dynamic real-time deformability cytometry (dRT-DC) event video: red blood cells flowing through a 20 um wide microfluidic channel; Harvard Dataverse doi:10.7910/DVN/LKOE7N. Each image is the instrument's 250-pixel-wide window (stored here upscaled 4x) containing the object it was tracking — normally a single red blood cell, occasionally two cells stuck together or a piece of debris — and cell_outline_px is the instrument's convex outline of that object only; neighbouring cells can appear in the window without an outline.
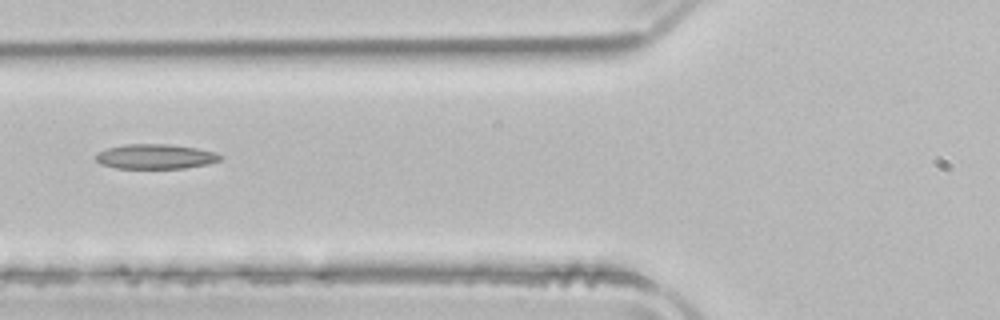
{"species": "common noctule bat (a hibernating species)", "species_latin": "Nyctalus noctula", "temperature_condition": "room temperature", "stored_images_in_passage": 5, "camera_frame_rate_fps": 3000, "um_per_image_px": 0.085, "animal": {"sex": "male", "body_mass_g": 21.5, "forearm_length_mm": 52.0}, "frame": {"image": 1, "passage_image": 5, "time_ms": 1.333, "image_size_px": [1000, 320], "cell_outline_px": [[220, 160], [208, 164], [184, 168], [116, 168], [100, 164], [96, 160], [96, 152], [108, 148], [124, 144], [172, 144], [196, 148], [216, 152], [220, 156]], "centroid_in_image_um": [13.18, 13.3], "position_along_channel_um": 112.6, "area_um2": 17.98}}